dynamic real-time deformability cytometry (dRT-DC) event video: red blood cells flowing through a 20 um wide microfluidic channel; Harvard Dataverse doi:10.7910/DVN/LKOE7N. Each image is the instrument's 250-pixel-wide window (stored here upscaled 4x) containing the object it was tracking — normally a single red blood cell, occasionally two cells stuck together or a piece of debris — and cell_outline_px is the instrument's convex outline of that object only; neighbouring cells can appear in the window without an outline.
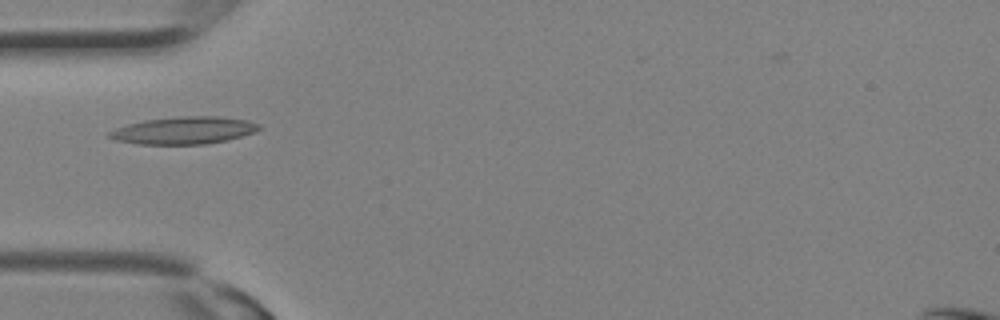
{"species": "Egyptian fruit bat (a non-hibernating species)", "species_latin": "Rousettus aegyptiacus", "temperature_condition": "room temperature", "stored_images_in_passage": 6, "camera_frame_rate_fps": 3000, "um_per_image_px": 0.085, "animal": {"sex": "female"}, "frame": {"image": 1, "passage_image": 3, "time_ms": 0.667, "image_size_px": [1000, 320], "cell_outline_px": [[260, 128], [256, 132], [228, 140], [208, 144], [136, 144], [116, 140], [104, 136], [108, 132], [116, 128], [128, 124], [144, 120], [180, 116], [216, 116], [248, 120], [260, 124]], "centroid_in_image_um": [15.62, 11.09], "position_along_channel_um": 69.4, "area_um2": 24.04}}
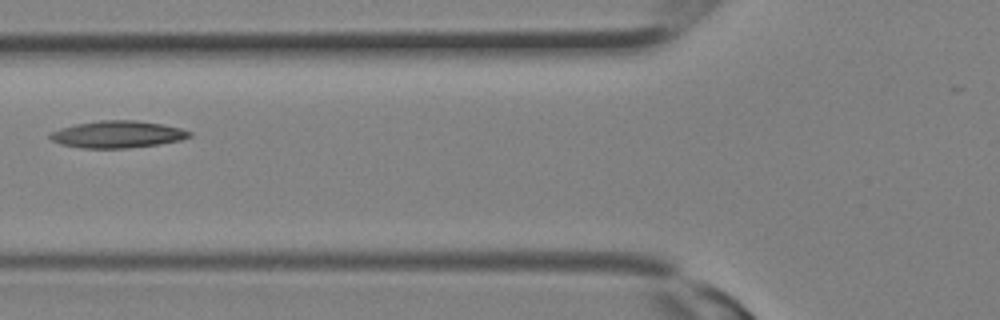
{"frame": {"image": 2, "passage_image": 5, "time_ms": 1.333, "image_size_px": [1000, 320], "cell_outline_px": [[192, 136], [180, 140], [160, 144], [124, 148], [80, 148], [60, 144], [52, 140], [48, 136], [52, 132], [60, 128], [76, 124], [100, 120], [136, 120], [164, 124], [180, 128], [192, 132]], "centroid_in_image_um": [10.0, 11.42], "position_along_channel_um": 115.8, "area_um2": 21.96}}